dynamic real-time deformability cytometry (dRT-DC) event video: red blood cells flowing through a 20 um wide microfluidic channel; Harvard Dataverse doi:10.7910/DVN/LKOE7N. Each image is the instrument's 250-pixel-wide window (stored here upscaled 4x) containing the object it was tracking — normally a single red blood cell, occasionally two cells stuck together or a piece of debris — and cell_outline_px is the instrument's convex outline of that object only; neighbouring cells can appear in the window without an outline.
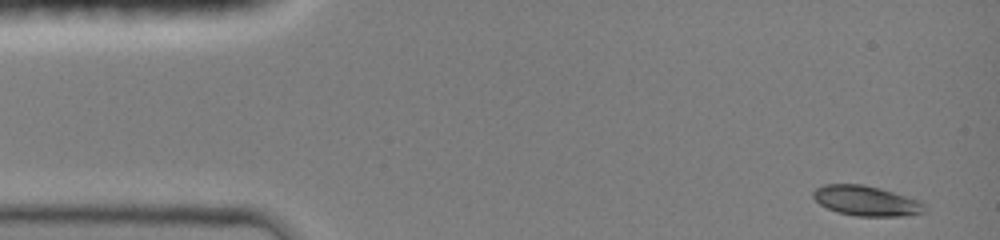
{"species": "common noctule bat (a hibernating species)", "species_latin": "Nyctalus noctula", "temperature_condition": "room temperature", "stored_images_in_passage": 11, "camera_frame_rate_fps": 3000, "um_per_image_px": 0.085, "animal": {"sex": "female", "body_mass_g": 19.0, "forearm_length_mm": 51.5}, "frame": {"image": 1, "passage_image": 1, "time_ms": 0.0, "image_size_px": [1000, 240], "cell_outline_px": [[928, 212], [908, 216], [856, 216], [836, 212], [820, 204], [812, 196], [812, 192], [816, 188], [824, 184], [860, 184], [880, 188], [916, 200], [924, 204]], "centroid_in_image_um": [73.62, 17.08], "position_along_channel_um": 11.4, "area_um2": 19.48}}
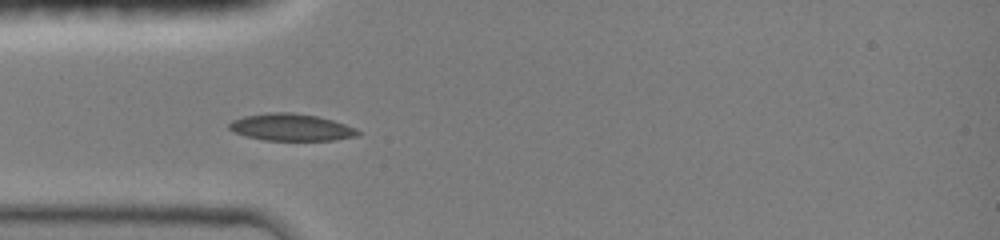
{"frame": {"image": 2, "passage_image": 8, "time_ms": 3.667, "image_size_px": [1000, 240], "cell_outline_px": [[360, 136], [336, 140], [264, 140], [244, 136], [228, 128], [228, 124], [232, 120], [244, 116], [268, 112], [292, 112], [316, 116], [332, 120], [356, 128], [360, 132]], "centroid_in_image_um": [24.75, 10.82], "position_along_channel_um": 60.2, "area_um2": 20.35}}
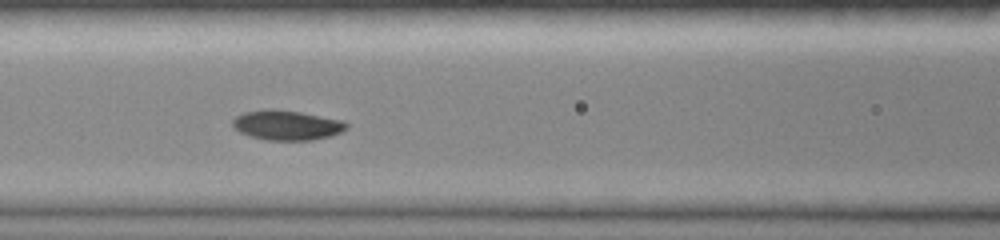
{"frame": {"image": 3, "passage_image": 10, "time_ms": 5.667, "image_size_px": [1000, 240], "cell_outline_px": [[348, 128], [332, 136], [312, 140], [268, 140], [252, 136], [240, 132], [232, 124], [232, 120], [236, 116], [244, 112], [264, 108], [300, 112], [344, 120], [348, 124]], "centroid_in_image_um": [24.41, 10.63], "position_along_channel_um": 142.2, "area_um2": 19.77}}